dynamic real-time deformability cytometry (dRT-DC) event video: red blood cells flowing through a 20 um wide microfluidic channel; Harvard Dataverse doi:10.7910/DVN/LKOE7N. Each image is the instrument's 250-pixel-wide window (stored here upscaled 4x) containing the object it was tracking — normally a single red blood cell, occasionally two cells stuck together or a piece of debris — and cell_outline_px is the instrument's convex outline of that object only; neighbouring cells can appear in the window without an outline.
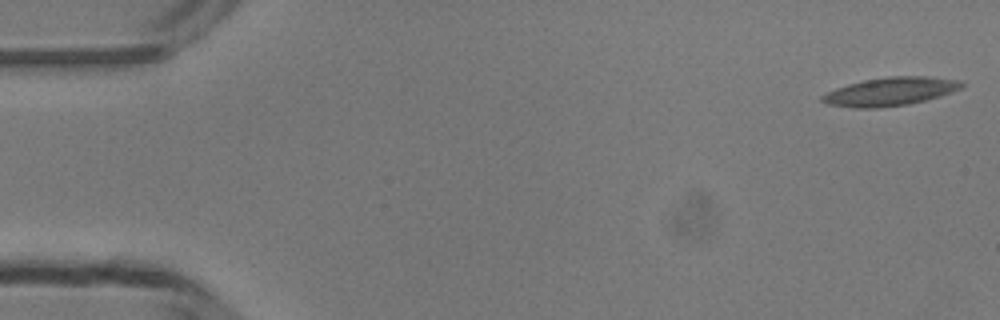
{"species": "common noctule bat (a hibernating species)", "species_latin": "Nyctalus noctula", "temperature_condition": "room temperature", "stored_images_in_passage": 9, "camera_frame_rate_fps": 3000, "um_per_image_px": 0.085, "animal": {"sex": "male", "body_mass_g": 13.3}, "frame": {"image": 1, "passage_image": 1, "time_ms": 0.0, "image_size_px": [1000, 320], "cell_outline_px": [[964, 84], [960, 88], [952, 92], [940, 96], [908, 104], [880, 108], [856, 108], [828, 104], [820, 100], [820, 96], [836, 88], [848, 84], [864, 80], [888, 76], [924, 76], [960, 80]], "centroid_in_image_um": [75.66, 7.78], "position_along_channel_um": 9.3, "area_um2": 22.95}}